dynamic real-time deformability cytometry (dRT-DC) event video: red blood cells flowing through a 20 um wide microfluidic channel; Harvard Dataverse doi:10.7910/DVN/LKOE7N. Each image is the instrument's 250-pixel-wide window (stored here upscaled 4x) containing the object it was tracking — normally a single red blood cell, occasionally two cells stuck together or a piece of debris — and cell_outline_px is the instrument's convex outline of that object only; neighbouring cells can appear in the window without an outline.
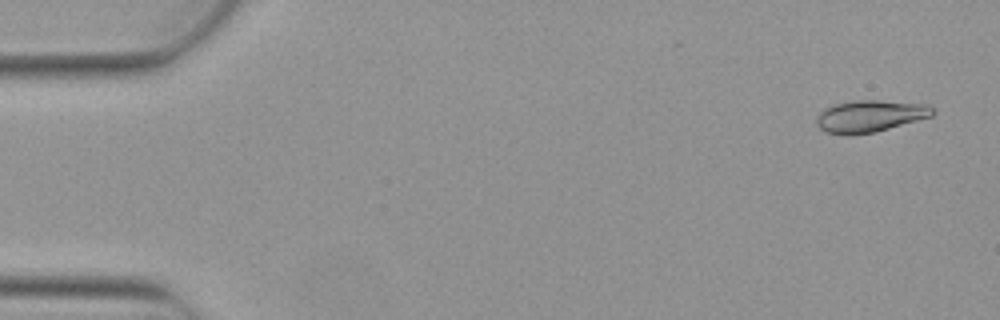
{"species": "Egyptian fruit bat (a non-hibernating species)", "species_latin": "Rousettus aegyptiacus", "temperature_condition": "warm", "stored_images_in_passage": 4, "camera_frame_rate_fps": 3000, "um_per_image_px": 0.085, "animal": {"sex": "female"}, "frame": {"image": 1, "passage_image": 1, "time_ms": 0.0, "image_size_px": [1000, 320], "cell_outline_px": [[936, 112], [932, 116], [876, 132], [852, 136], [844, 136], [824, 132], [816, 124], [816, 120], [820, 112], [832, 104], [852, 100], [880, 100], [928, 104]], "centroid_in_image_um": [73.92, 9.88], "position_along_channel_um": 11.1, "area_um2": 22.02}}